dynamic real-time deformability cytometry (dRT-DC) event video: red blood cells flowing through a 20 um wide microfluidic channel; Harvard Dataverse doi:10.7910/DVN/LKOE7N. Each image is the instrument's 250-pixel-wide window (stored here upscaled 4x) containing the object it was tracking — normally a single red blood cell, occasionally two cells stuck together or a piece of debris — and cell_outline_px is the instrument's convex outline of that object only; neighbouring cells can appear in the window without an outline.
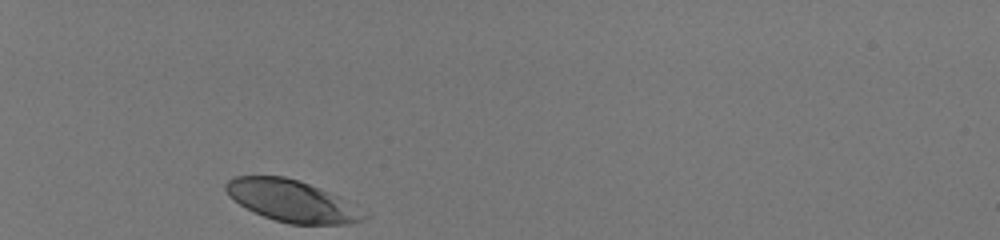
{"species": "human", "species_latin": "Homo sapiens", "temperature_condition": "room temperature", "stored_images_in_passage": 30, "camera_frame_rate_fps": 3000, "um_per_image_px": 0.085, "donor": {"sex": "male"}, "frame": {"image": 1, "passage_image": 1, "time_ms": 0.0, "image_size_px": [1000, 240], "cell_outline_px": [[368, 216], [364, 220], [348, 224], [288, 224], [264, 216], [240, 204], [228, 196], [224, 188], [224, 184], [228, 180], [236, 176], [284, 176], [308, 184], [340, 196]], "centroid_in_image_um": [24.78, 17.08], "position_along_channel_um": 60.2, "area_um2": 33.12}}
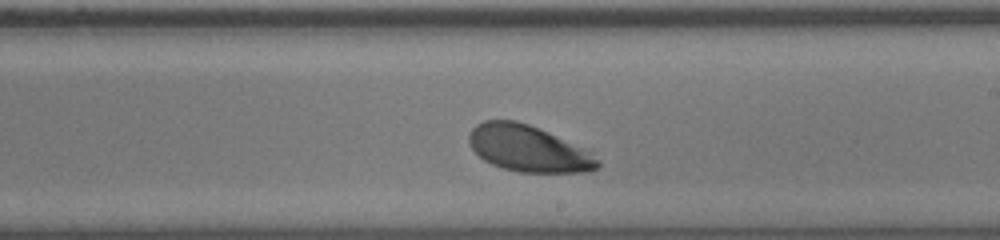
{"frame": {"image": 2, "passage_image": 18, "time_ms": 5.667, "image_size_px": [1000, 240], "cell_outline_px": [[600, 168], [584, 172], [520, 172], [500, 168], [484, 160], [472, 148], [468, 140], [468, 136], [472, 128], [476, 124], [484, 120], [516, 120], [528, 124], [548, 132], [588, 152], [600, 160]], "centroid_in_image_um": [44.86, 12.63], "position_along_channel_um": 244.1, "area_um2": 34.33}}
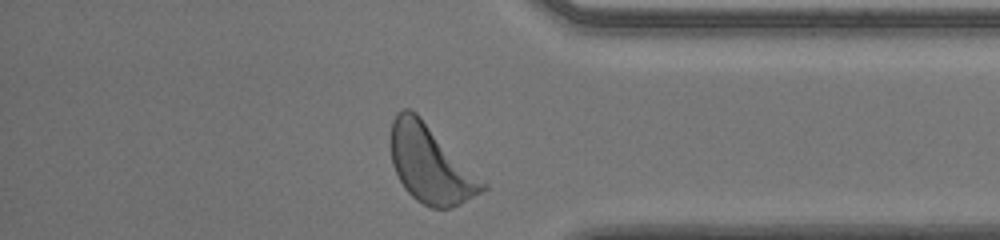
{"frame": {"image": 3, "passage_image": 30, "time_ms": 9.667, "image_size_px": [1000, 240], "cell_outline_px": [[488, 188], [460, 204], [452, 208], [432, 208], [416, 200], [404, 188], [392, 164], [392, 120], [396, 112], [404, 108], [408, 108], [416, 112], [488, 184]], "centroid_in_image_um": [36.61, 13.96], "position_along_channel_um": 398.6, "area_um2": 41.1}, "authors_computed_cell_mechanics": {"area_um2": 35.2291, "velocity_mm_per_s": 3.9485, "shape_relaxation_time_tau1_ms": 0.7671, "shape_relaxation_time_tau2_ms": null, "deformation_change_tau1": 0.1006, "deformation_change_tau2": null}}